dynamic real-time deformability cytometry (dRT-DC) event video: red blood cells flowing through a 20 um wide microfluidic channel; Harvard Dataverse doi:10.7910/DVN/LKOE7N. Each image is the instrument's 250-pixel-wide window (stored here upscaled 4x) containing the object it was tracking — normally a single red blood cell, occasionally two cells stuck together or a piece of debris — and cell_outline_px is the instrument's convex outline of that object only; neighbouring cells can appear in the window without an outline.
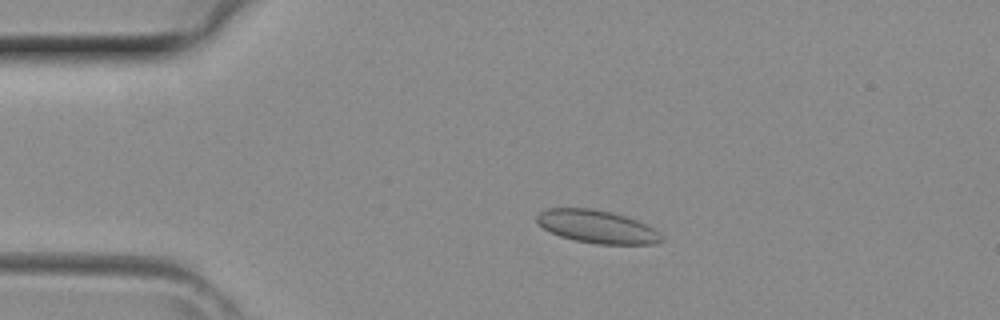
{"species": "common noctule bat (a hibernating species)", "species_latin": "Nyctalus noctula", "temperature_condition": "room temperature", "stored_images_in_passage": 42, "camera_frame_rate_fps": 3000, "um_per_image_px": 0.085, "animal": {"sex": "female", "body_mass_g": 29.2, "forearm_length_mm": 56.3}, "frame": {"image": 1, "passage_image": 9, "time_ms": 2.667, "image_size_px": [1000, 320], "cell_outline_px": [[664, 240], [656, 244], [596, 244], [576, 240], [560, 236], [544, 228], [536, 220], [536, 216], [544, 208], [592, 208], [612, 212], [636, 220], [652, 228], [664, 236]], "centroid_in_image_um": [50.75, 19.26], "position_along_channel_um": 34.2, "area_um2": 23.81}}
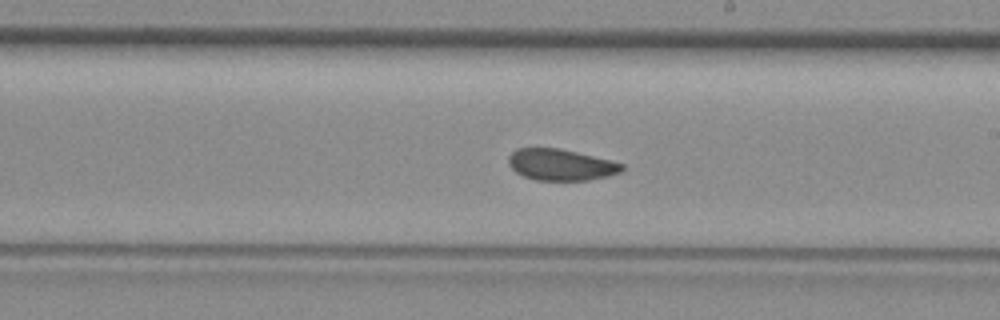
{"frame": {"image": 2, "passage_image": 24, "time_ms": 7.667, "image_size_px": [1000, 320], "cell_outline_px": [[624, 168], [620, 172], [608, 176], [588, 180], [536, 180], [524, 176], [516, 172], [508, 164], [508, 156], [516, 148], [560, 148], [624, 164]], "centroid_in_image_um": [47.64, 14.0], "position_along_channel_um": 241.4, "area_um2": 20.58}}
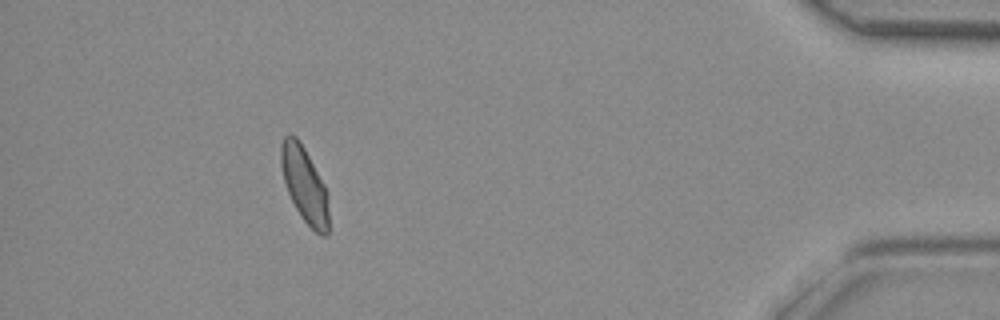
{"frame": {"image": 3, "passage_image": 38, "time_ms": 12.333, "image_size_px": [1000, 320], "cell_outline_px": [[328, 232], [324, 236], [320, 236], [300, 216], [288, 192], [284, 180], [280, 164], [280, 144], [284, 136], [296, 136], [300, 140], [324, 184], [328, 208]], "centroid_in_image_um": [25.86, 15.68], "position_along_channel_um": 409.3, "area_um2": 20.69}}